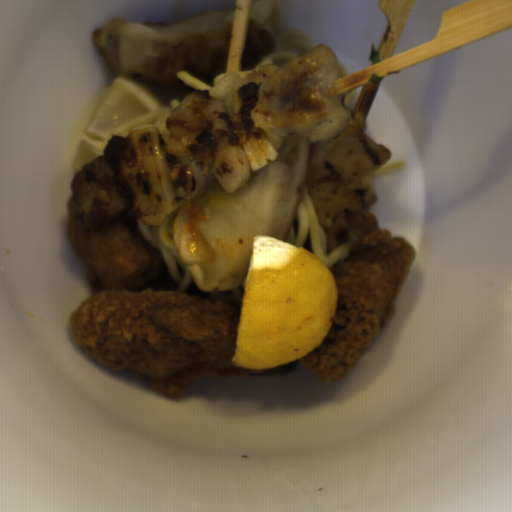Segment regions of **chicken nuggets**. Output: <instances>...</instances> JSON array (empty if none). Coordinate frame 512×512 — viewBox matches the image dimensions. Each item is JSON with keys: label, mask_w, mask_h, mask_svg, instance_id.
<instances>
[{"label": "chicken nuggets", "mask_w": 512, "mask_h": 512, "mask_svg": "<svg viewBox=\"0 0 512 512\" xmlns=\"http://www.w3.org/2000/svg\"><path fill=\"white\" fill-rule=\"evenodd\" d=\"M343 73L335 52L316 46L271 71L251 107L272 145H307L310 183H364L390 161L348 107Z\"/></svg>", "instance_id": "chicken-nuggets-1"}, {"label": "chicken nuggets", "mask_w": 512, "mask_h": 512, "mask_svg": "<svg viewBox=\"0 0 512 512\" xmlns=\"http://www.w3.org/2000/svg\"><path fill=\"white\" fill-rule=\"evenodd\" d=\"M171 183L183 206L211 184L235 192L250 178L232 115L213 91L190 94L165 117Z\"/></svg>", "instance_id": "chicken-nuggets-2"}, {"label": "chicken nuggets", "mask_w": 512, "mask_h": 512, "mask_svg": "<svg viewBox=\"0 0 512 512\" xmlns=\"http://www.w3.org/2000/svg\"><path fill=\"white\" fill-rule=\"evenodd\" d=\"M130 205L106 153L80 168L65 214L83 230H98L114 224Z\"/></svg>", "instance_id": "chicken-nuggets-3"}]
</instances>
